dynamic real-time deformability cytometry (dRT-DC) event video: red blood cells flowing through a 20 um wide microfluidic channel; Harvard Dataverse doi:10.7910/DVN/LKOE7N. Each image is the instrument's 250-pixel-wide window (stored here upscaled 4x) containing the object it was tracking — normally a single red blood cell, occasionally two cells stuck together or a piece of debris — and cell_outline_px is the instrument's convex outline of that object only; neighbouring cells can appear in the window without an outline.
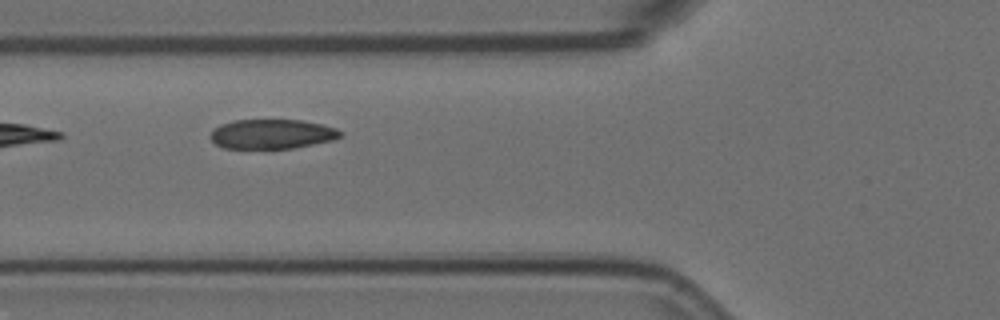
{"species": "Egyptian fruit bat (a non-hibernating species)", "species_latin": "Rousettus aegyptiacus", "temperature_condition": "room temperature", "stored_images_in_passage": 5, "camera_frame_rate_fps": 3000, "um_per_image_px": 0.085, "animal": {"sex": "female"}, "frame": {"image": 1, "passage_image": 5, "time_ms": 1.333, "image_size_px": [1000, 320], "cell_outline_px": [[344, 136], [336, 140], [292, 148], [224, 148], [216, 144], [208, 136], [212, 128], [220, 124], [232, 120], [300, 120], [320, 124], [336, 128], [344, 132]], "centroid_in_image_um": [23.12, 11.39], "position_along_channel_um": 102.7, "area_um2": 22.66}}